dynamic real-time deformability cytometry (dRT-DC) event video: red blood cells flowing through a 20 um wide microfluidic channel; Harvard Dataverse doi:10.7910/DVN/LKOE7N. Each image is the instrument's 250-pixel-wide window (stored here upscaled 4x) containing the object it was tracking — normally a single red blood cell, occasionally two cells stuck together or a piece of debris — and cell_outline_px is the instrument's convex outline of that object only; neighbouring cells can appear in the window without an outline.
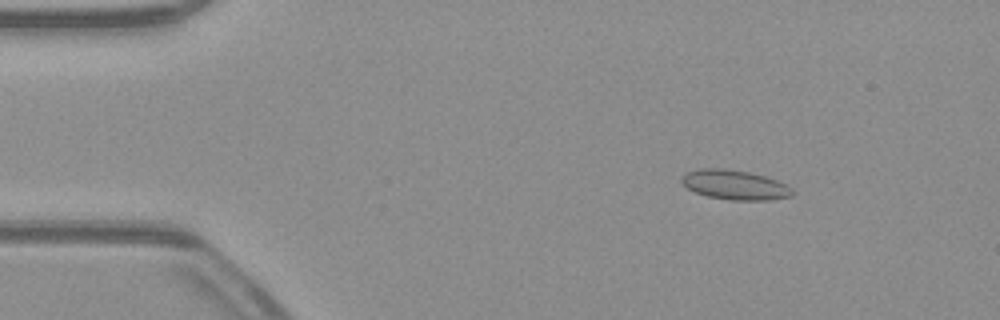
{"species": "common noctule bat (a hibernating species)", "species_latin": "Nyctalus noctula", "temperature_condition": "warm", "stored_images_in_passage": 53, "camera_frame_rate_fps": 3000, "um_per_image_px": 0.085, "animal": {"sex": "male", "body_mass_g": 23.1, "forearm_length_mm": 52.7}, "frame": {"image": 1, "passage_image": 8, "time_ms": 2.333, "image_size_px": [1000, 320], "cell_outline_px": [[792, 196], [768, 200], [728, 200], [708, 196], [696, 192], [688, 188], [680, 180], [688, 172], [700, 168], [724, 168], [748, 172], [764, 176], [776, 180], [792, 188]], "centroid_in_image_um": [62.46, 15.71], "position_along_channel_um": 22.5, "area_um2": 18.84}}
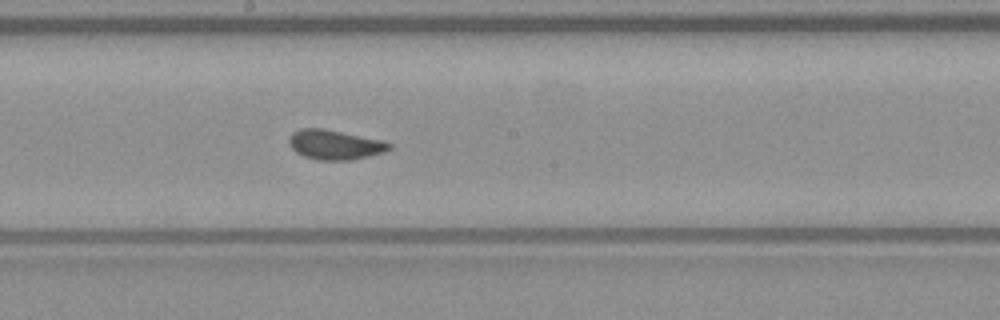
{"frame": {"image": 2, "passage_image": 29, "time_ms": 9.333, "image_size_px": [1000, 320], "cell_outline_px": [[392, 148], [384, 152], [368, 156], [348, 160], [316, 160], [304, 156], [296, 152], [292, 148], [288, 140], [292, 132], [300, 128], [324, 128], [384, 140], [392, 144]], "centroid_in_image_um": [28.47, 12.29], "position_along_channel_um": 219.7, "area_um2": 17.46}}
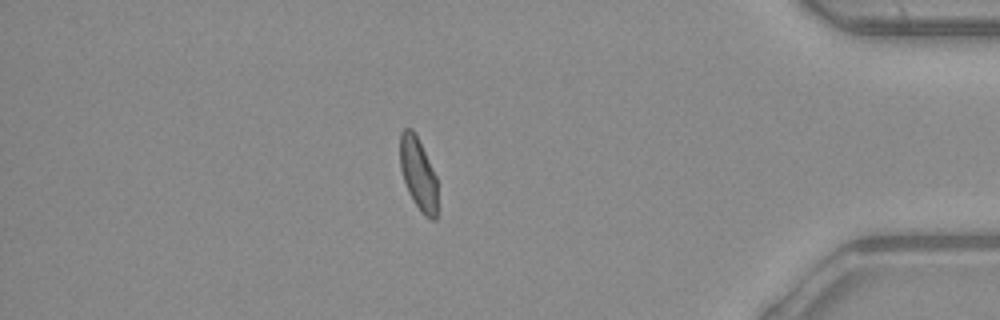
{"frame": {"image": 3, "passage_image": 46, "time_ms": 15.0, "image_size_px": [1000, 320], "cell_outline_px": [[436, 220], [432, 220], [424, 216], [420, 212], [408, 192], [400, 168], [400, 132], [404, 128], [412, 128], [436, 176]], "centroid_in_image_um": [35.52, 14.79], "position_along_channel_um": 399.7, "area_um2": 15.55}, "authors_computed_cell_mechanics": {"area_um2": 17.34, "velocity_mm_per_s": 3.9163, "shape_relaxation_time_tau1_ms": null, "shape_relaxation_time_tau2_ms": 0.5015, "deformation_change_tau1": null, "deformation_change_tau2": 0.0633}}